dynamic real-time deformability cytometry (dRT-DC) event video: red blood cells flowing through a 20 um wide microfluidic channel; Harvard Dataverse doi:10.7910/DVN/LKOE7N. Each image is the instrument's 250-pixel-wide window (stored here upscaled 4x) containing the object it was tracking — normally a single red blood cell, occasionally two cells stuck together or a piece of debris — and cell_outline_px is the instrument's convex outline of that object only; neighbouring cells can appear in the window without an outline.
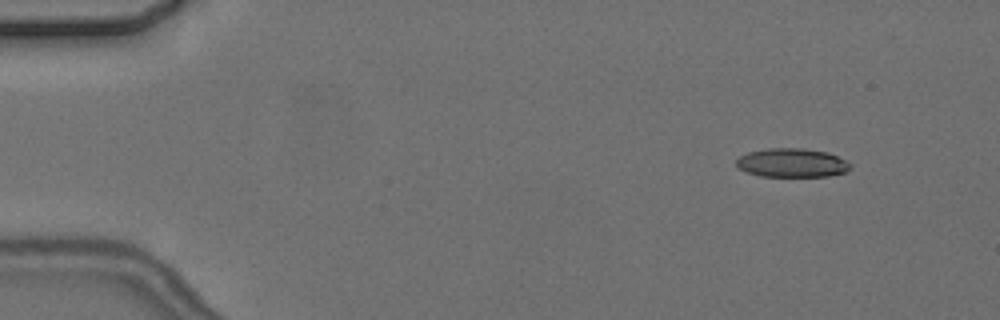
{"species": "common noctule bat (a hibernating species)", "species_latin": "Nyctalus noctula", "temperature_condition": "cold", "stored_images_in_passage": 9, "camera_frame_rate_fps": 3000, "um_per_image_px": 0.085, "animal": {"sex": "female", "body_mass_g": 24.6, "forearm_length_mm": 56.2}, "frame": {"image": 1, "passage_image": 2, "time_ms": 1.0, "image_size_px": [1000, 320], "cell_outline_px": [[852, 168], [844, 172], [828, 176], [760, 176], [748, 172], [740, 168], [736, 164], [736, 160], [740, 156], [748, 152], [768, 148], [804, 148], [828, 152], [852, 164]], "centroid_in_image_um": [67.33, 13.83], "position_along_channel_um": 17.7, "area_um2": 19.07}}
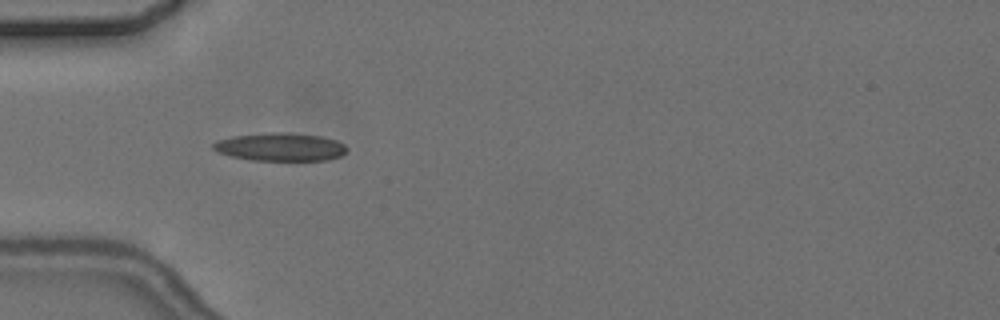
{"frame": {"image": 2, "passage_image": 4, "time_ms": 5.0, "image_size_px": [1000, 320], "cell_outline_px": [[348, 148], [340, 156], [324, 160], [252, 160], [232, 156], [220, 152], [212, 148], [212, 144], [216, 140], [232, 136], [268, 132], [288, 132], [320, 136], [336, 140], [344, 144]], "centroid_in_image_um": [23.81, 12.47], "position_along_channel_um": 61.2, "area_um2": 21.79}}